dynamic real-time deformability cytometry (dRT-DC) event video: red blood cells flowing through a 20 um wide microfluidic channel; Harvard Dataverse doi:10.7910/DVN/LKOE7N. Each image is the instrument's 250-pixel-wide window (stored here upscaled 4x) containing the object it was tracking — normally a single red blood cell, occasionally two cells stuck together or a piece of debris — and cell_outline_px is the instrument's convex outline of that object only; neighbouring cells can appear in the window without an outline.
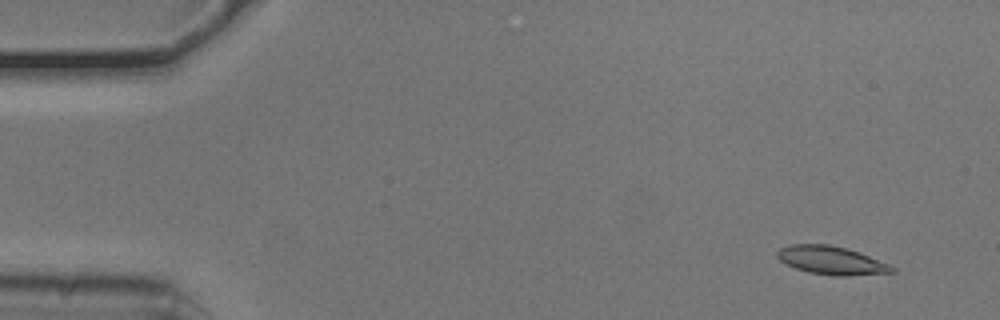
{"species": "common noctule bat (a hibernating species)", "species_latin": "Nyctalus noctula", "temperature_condition": "cold", "stored_images_in_passage": 54, "camera_frame_rate_fps": 3000, "um_per_image_px": 0.085, "animal": {"sex": "male", "body_mass_g": 20.5, "forearm_length_mm": 52.5}, "frame": {"image": 1, "passage_image": 4, "time_ms": 1.0, "image_size_px": [1000, 320], "cell_outline_px": [[896, 272], [848, 276], [836, 276], [808, 272], [796, 268], [780, 260], [776, 256], [776, 252], [780, 248], [788, 244], [828, 244], [860, 252], [888, 264], [896, 268]], "centroid_in_image_um": [70.67, 22.13], "position_along_channel_um": 14.3, "area_um2": 18.9}}
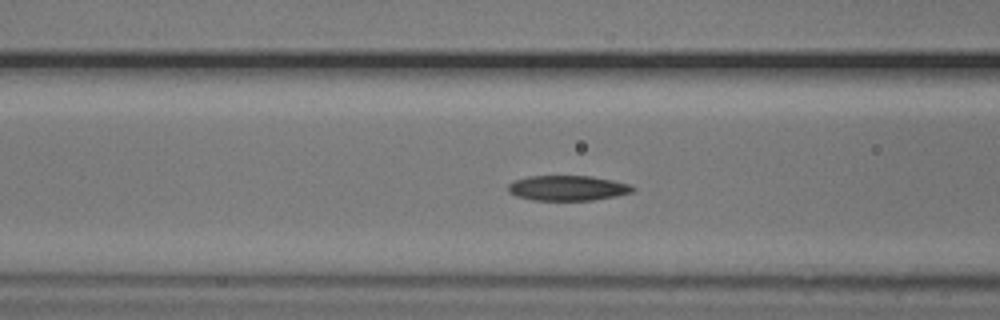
{"frame": {"image": 2, "passage_image": 21, "time_ms": 6.667, "image_size_px": [1000, 320], "cell_outline_px": [[636, 188], [632, 192], [616, 196], [592, 200], [532, 200], [516, 196], [508, 192], [508, 184], [512, 180], [528, 176], [592, 176], [612, 180], [628, 184]], "centroid_in_image_um": [48.21, 15.98], "position_along_channel_um": 118.4, "area_um2": 18.32}}
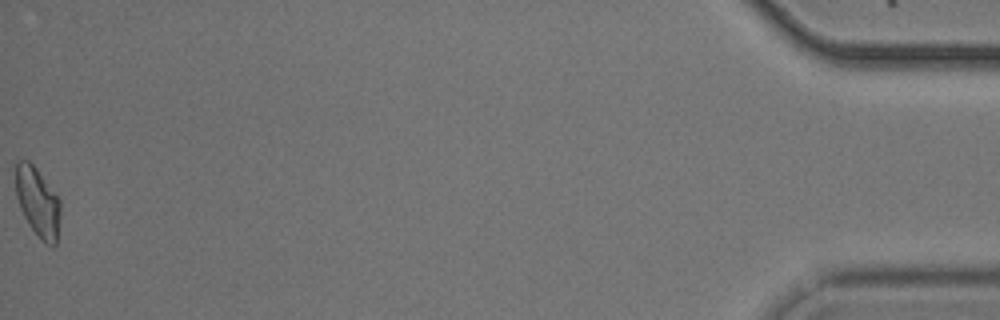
{"frame": {"image": 3, "passage_image": 54, "time_ms": 17.667, "image_size_px": [1000, 320], "cell_outline_px": [[60, 212], [56, 244], [52, 248], [44, 244], [28, 224], [20, 208], [16, 196], [16, 160], [28, 160], [36, 168], [60, 200]], "centroid_in_image_um": [3.2, 17.21], "position_along_channel_um": 432.0, "area_um2": 18.03}, "authors_computed_cell_mechanics": {"area_um2": 18.5538, "velocity_mm_per_s": 3.7582, "shape_relaxation_time_tau1_ms": 2.7946, "shape_relaxation_time_tau2_ms": 4.2665, "deformation_change_tau1": 0.1036, "deformation_change_tau2": 0.1025}}